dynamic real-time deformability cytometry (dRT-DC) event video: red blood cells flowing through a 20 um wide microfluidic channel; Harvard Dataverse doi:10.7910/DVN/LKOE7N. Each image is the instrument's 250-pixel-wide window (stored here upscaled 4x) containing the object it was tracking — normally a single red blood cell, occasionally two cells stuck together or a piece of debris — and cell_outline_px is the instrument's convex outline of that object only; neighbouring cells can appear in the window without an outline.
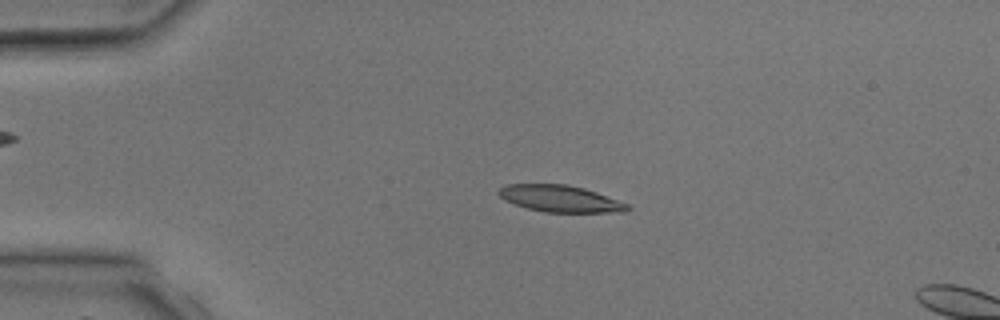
{"species": "common noctule bat (a hibernating species)", "species_latin": "Nyctalus noctula", "temperature_condition": "room temperature", "stored_images_in_passage": 2, "camera_frame_rate_fps": 3000, "um_per_image_px": 0.085, "animal": {"sex": "male", "body_mass_g": 17.9, "forearm_length_mm": 54.2}, "frame": {"image": 1, "passage_image": 1, "time_ms": 0.0, "image_size_px": [1000, 320], "cell_outline_px": [[632, 208], [628, 212], [544, 212], [528, 208], [504, 200], [496, 192], [504, 184], [568, 184], [584, 188], [596, 192], [628, 204]], "centroid_in_image_um": [47.62, 16.88], "position_along_channel_um": 37.4, "area_um2": 20.06}}